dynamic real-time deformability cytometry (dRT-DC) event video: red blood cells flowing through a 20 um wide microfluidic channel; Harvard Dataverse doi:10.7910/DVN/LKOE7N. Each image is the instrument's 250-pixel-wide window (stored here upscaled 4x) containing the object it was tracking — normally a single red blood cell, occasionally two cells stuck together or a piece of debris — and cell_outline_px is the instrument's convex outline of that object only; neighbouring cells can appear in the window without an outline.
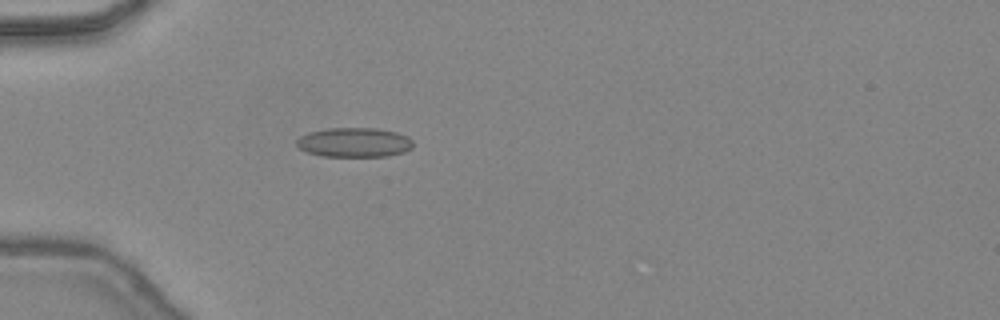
{"species": "common noctule bat (a hibernating species)", "species_latin": "Nyctalus noctula", "temperature_condition": "warm", "stored_images_in_passage": 33, "camera_frame_rate_fps": 3000, "um_per_image_px": 0.085, "animal": {"sex": "female", "body_mass_g": 24.6, "forearm_length_mm": 56.2}, "frame": {"image": 1, "passage_image": 1, "time_ms": 0.0, "image_size_px": [1000, 320], "cell_outline_px": [[412, 148], [404, 152], [388, 156], [324, 156], [308, 152], [300, 148], [296, 144], [296, 140], [300, 136], [308, 132], [328, 128], [376, 128], [396, 132], [408, 136], [412, 140]], "centroid_in_image_um": [30.12, 12.1], "position_along_channel_um": 54.9, "area_um2": 20.0}}
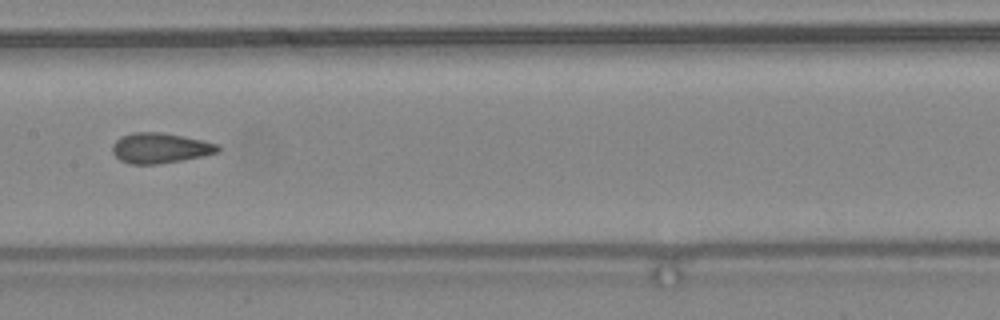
{"frame": {"image": 2, "passage_image": 11, "time_ms": 3.333, "image_size_px": [1000, 320], "cell_outline_px": [[220, 152], [180, 160], [156, 164], [132, 164], [120, 160], [112, 152], [112, 144], [120, 136], [132, 132], [160, 132], [204, 140], [220, 144]], "centroid_in_image_um": [13.61, 12.57], "position_along_channel_um": 193.8, "area_um2": 18.61}}
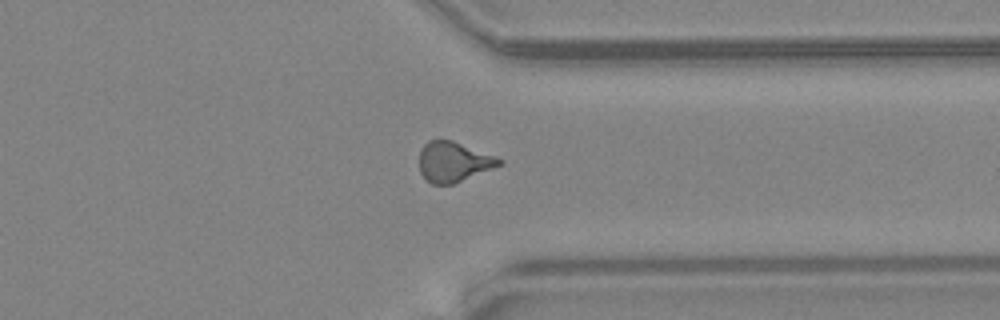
{"frame": {"image": 3, "passage_image": 23, "time_ms": 7.333, "image_size_px": [1000, 320], "cell_outline_px": [[504, 164], [452, 184], [432, 184], [420, 172], [420, 148], [428, 140], [452, 140], [496, 156], [504, 160]], "centroid_in_image_um": [38.57, 13.74], "position_along_channel_um": 372.8, "area_um2": 18.61}, "authors_computed_cell_mechanics": {"area_um2": 18.5538, "velocity_mm_per_s": 4.5058, "shape_relaxation_time_tau1_ms": null, "shape_relaxation_time_tau2_ms": 1.1375, "deformation_change_tau1": null, "deformation_change_tau2": 0.0677}}